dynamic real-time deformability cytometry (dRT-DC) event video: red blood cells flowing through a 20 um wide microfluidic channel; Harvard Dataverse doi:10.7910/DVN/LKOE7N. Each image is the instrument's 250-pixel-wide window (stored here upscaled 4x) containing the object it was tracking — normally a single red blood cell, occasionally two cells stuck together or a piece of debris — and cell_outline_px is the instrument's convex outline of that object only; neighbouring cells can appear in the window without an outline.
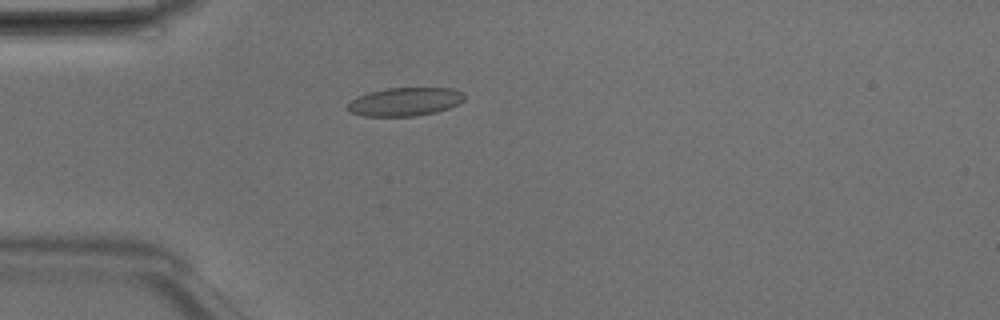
{"species": "Egyptian fruit bat (a non-hibernating species)", "species_latin": "Rousettus aegyptiacus", "temperature_condition": "room temperature", "stored_images_in_passage": 4, "camera_frame_rate_fps": 3000, "um_per_image_px": 0.085, "animal": {"sex": "male"}, "frame": {"image": 1, "passage_image": 4, "time_ms": 1.0, "image_size_px": [1000, 320], "cell_outline_px": [[464, 100], [460, 104], [436, 112], [412, 116], [364, 116], [352, 112], [348, 108], [348, 104], [356, 96], [368, 92], [388, 88], [452, 88], [464, 92]], "centroid_in_image_um": [34.46, 8.64], "position_along_channel_um": 50.5, "area_um2": 19.31}}